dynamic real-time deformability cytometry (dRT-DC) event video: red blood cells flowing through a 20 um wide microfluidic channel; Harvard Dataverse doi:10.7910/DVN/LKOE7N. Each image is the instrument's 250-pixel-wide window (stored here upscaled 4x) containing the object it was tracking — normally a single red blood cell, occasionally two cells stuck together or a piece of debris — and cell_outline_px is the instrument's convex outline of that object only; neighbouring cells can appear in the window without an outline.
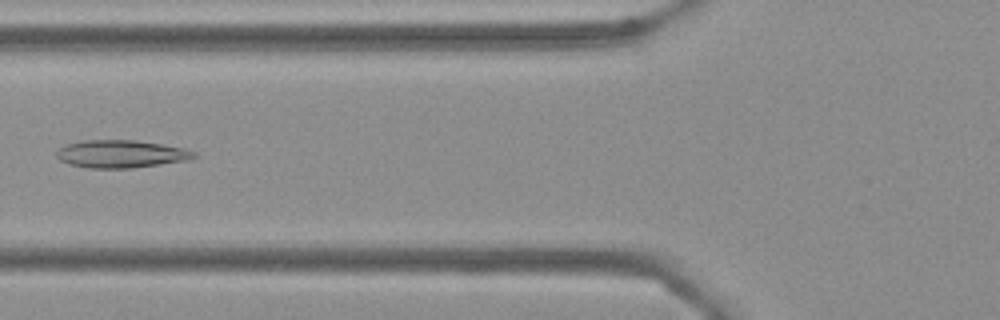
{"species": "Egyptian fruit bat (a non-hibernating species)", "species_latin": "Rousettus aegyptiacus", "temperature_condition": "cold", "stored_images_in_passage": 9, "camera_frame_rate_fps": 3000, "um_per_image_px": 0.085, "frame": {"image": 1, "passage_image": 6, "time_ms": 1.667, "image_size_px": [1000, 320], "cell_outline_px": [[196, 156], [188, 160], [132, 168], [88, 168], [68, 164], [60, 160], [56, 156], [56, 152], [60, 148], [68, 144], [84, 140], [132, 140], [160, 144], [184, 148], [196, 152]], "centroid_in_image_um": [10.27, 13.09], "position_along_channel_um": 115.5, "area_um2": 22.02}}
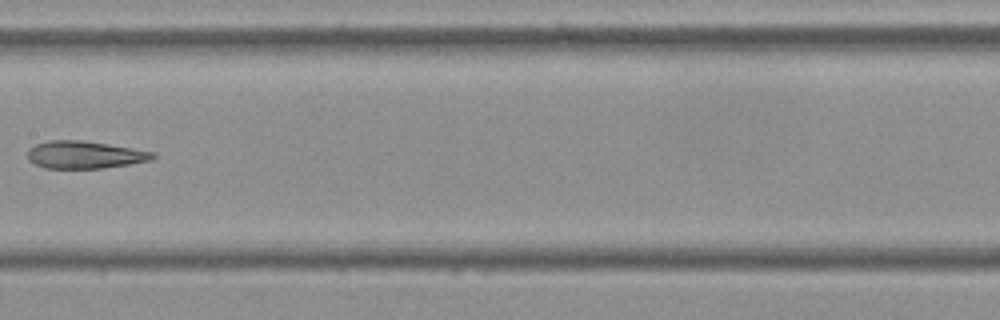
{"frame": {"image": 2, "passage_image": 8, "time_ms": 2.333, "image_size_px": [1000, 320], "cell_outline_px": [[156, 156], [152, 160], [104, 168], [44, 168], [28, 160], [28, 148], [36, 144], [48, 140], [84, 140], [156, 152]], "centroid_in_image_um": [7.2, 13.15], "position_along_channel_um": 200.2, "area_um2": 20.11}}
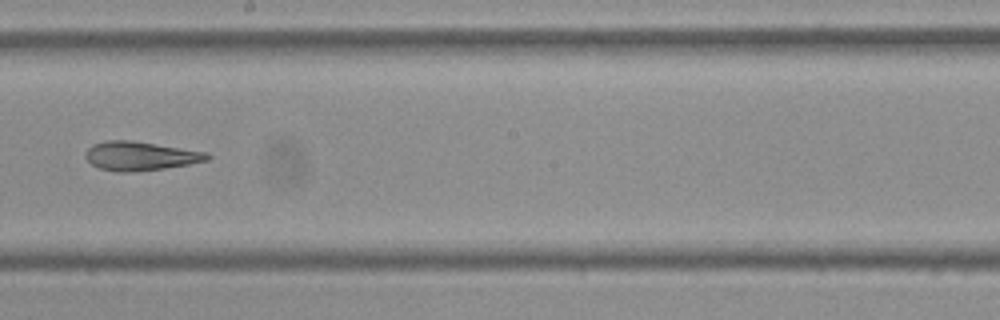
{"frame": {"image": 3, "passage_image": 9, "time_ms": 2.667, "image_size_px": [1000, 320], "cell_outline_px": [[212, 156], [208, 160], [188, 164], [164, 168], [128, 172], [116, 172], [100, 168], [92, 164], [84, 156], [84, 152], [92, 144], [108, 140], [132, 140], [208, 152]], "centroid_in_image_um": [11.92, 13.25], "position_along_channel_um": 236.3, "area_um2": 20.52}}